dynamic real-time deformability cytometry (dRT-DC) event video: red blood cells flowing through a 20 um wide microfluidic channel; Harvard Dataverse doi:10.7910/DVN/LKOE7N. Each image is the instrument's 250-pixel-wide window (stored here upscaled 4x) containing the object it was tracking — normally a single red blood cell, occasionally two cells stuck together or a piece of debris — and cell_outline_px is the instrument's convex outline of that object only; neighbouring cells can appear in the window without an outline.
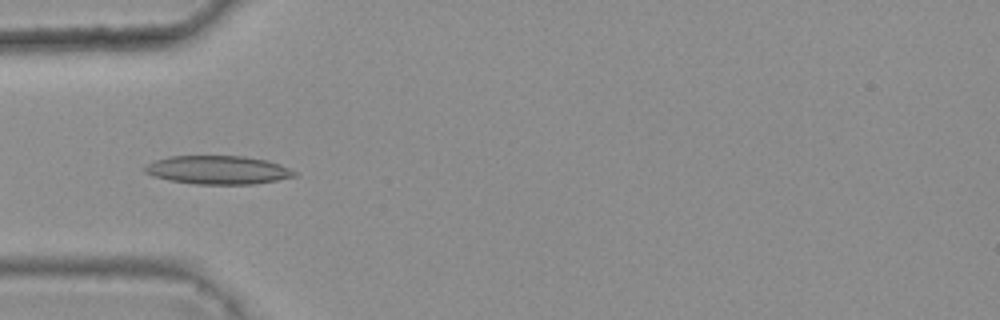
{"species": "common noctule bat (a hibernating species)", "species_latin": "Nyctalus noctula", "temperature_condition": "warm", "stored_images_in_passage": 6, "camera_frame_rate_fps": 3000, "um_per_image_px": 0.085, "animal": {"sex": "female", "body_mass_g": 25.1}, "frame": {"image": 1, "passage_image": 5, "time_ms": 1.333, "image_size_px": [1000, 320], "cell_outline_px": [[296, 176], [276, 180], [252, 184], [196, 184], [168, 180], [152, 176], [144, 172], [140, 168], [156, 160], [168, 156], [244, 156], [268, 160], [280, 164], [296, 172]], "centroid_in_image_um": [18.48, 14.44], "position_along_channel_um": 66.5, "area_um2": 24.91}}
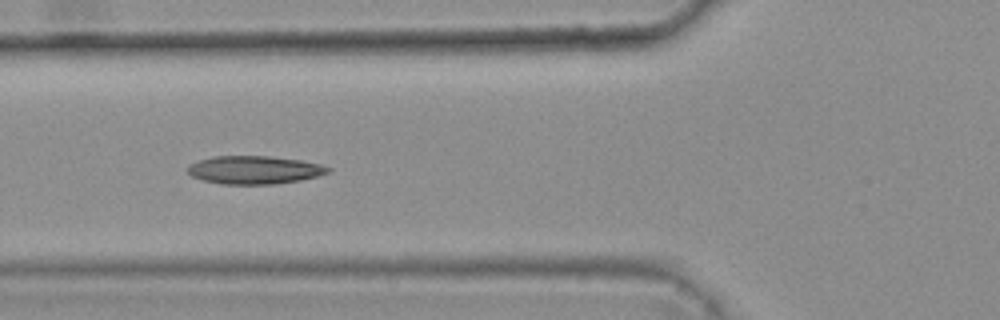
{"frame": {"image": 2, "passage_image": 6, "time_ms": 1.667, "image_size_px": [1000, 320], "cell_outline_px": [[332, 168], [328, 172], [316, 176], [300, 180], [276, 184], [220, 184], [204, 180], [192, 176], [188, 172], [188, 164], [212, 156], [268, 156], [300, 160], [320, 164]], "centroid_in_image_um": [21.6, 14.44], "position_along_channel_um": 104.2, "area_um2": 22.89}}